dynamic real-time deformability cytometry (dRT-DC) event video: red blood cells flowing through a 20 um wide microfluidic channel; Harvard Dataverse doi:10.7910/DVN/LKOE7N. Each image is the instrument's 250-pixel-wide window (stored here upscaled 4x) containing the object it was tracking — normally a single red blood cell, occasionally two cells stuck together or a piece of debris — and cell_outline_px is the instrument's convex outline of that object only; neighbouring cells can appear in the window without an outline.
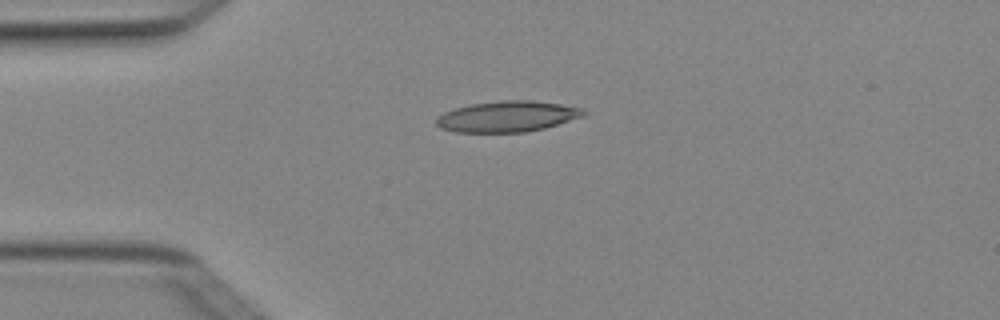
{"species": "Egyptian fruit bat (a non-hibernating species)", "species_latin": "Rousettus aegyptiacus", "temperature_condition": "cold", "stored_images_in_passage": 5, "camera_frame_rate_fps": 3000, "um_per_image_px": 0.085, "animal": {"sex": "female"}, "frame": {"image": 1, "passage_image": 2, "time_ms": 0.333, "image_size_px": [1000, 320], "cell_outline_px": [[588, 112], [584, 116], [544, 128], [524, 132], [456, 132], [440, 128], [436, 124], [436, 116], [444, 112], [456, 108], [472, 104], [500, 100], [532, 100], [560, 104], [584, 108]], "centroid_in_image_um": [43.13, 9.89], "position_along_channel_um": 41.9, "area_um2": 26.53}}
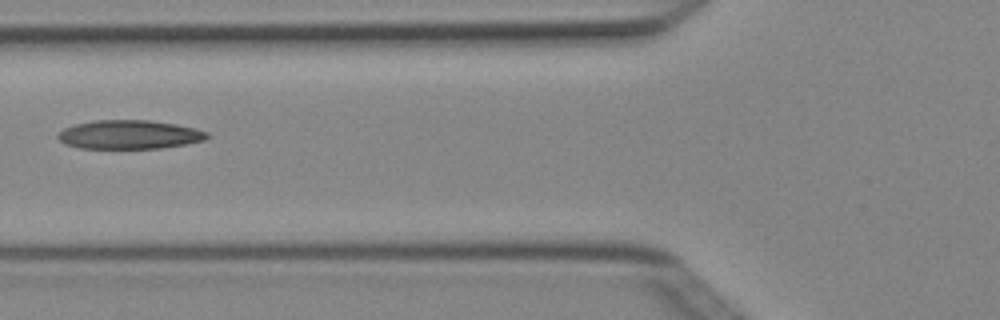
{"frame": {"image": 2, "passage_image": 4, "time_ms": 1.0, "image_size_px": [1000, 320], "cell_outline_px": [[212, 136], [204, 140], [184, 144], [160, 148], [80, 148], [64, 144], [56, 136], [64, 128], [76, 124], [96, 120], [148, 120], [176, 124], [196, 128], [208, 132]], "centroid_in_image_um": [11.02, 11.44], "position_along_channel_um": 114.8, "area_um2": 25.03}}
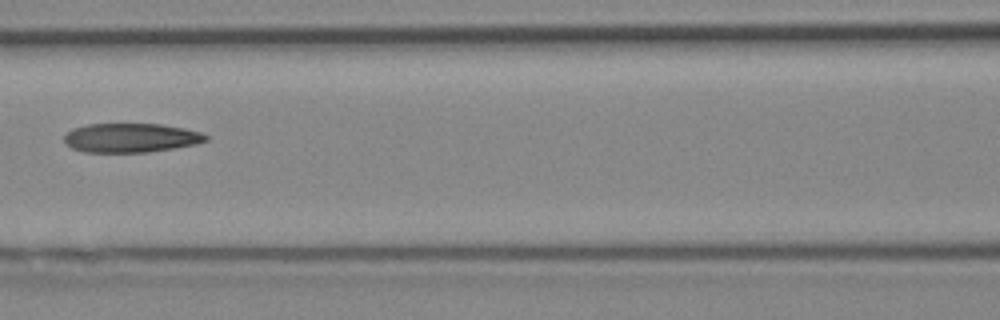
{"frame": {"image": 3, "passage_image": 5, "time_ms": 1.333, "image_size_px": [1000, 320], "cell_outline_px": [[208, 140], [196, 144], [148, 152], [84, 152], [72, 148], [64, 144], [64, 136], [72, 128], [88, 124], [160, 124], [184, 128], [200, 132], [208, 136]], "centroid_in_image_um": [11.09, 11.71], "position_along_channel_um": 155.5, "area_um2": 24.04}}